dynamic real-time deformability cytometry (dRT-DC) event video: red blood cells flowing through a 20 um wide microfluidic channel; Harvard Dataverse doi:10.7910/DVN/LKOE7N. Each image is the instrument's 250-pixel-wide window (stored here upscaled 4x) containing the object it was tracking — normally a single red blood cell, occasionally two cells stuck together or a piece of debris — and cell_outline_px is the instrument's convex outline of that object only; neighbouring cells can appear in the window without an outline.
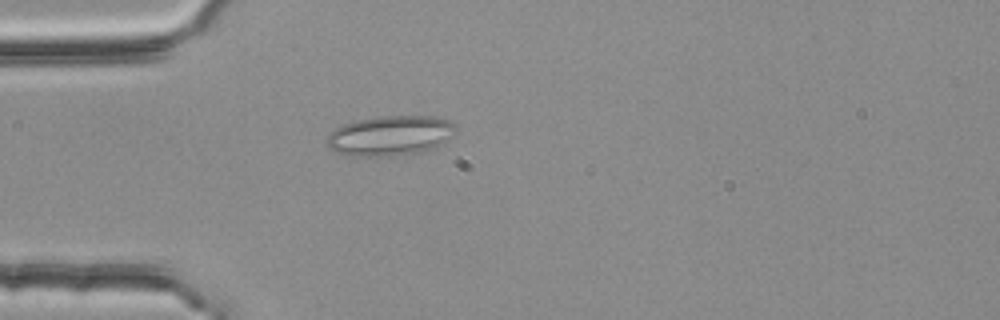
{"species": "common noctule bat (a hibernating species)", "species_latin": "Nyctalus noctula", "temperature_condition": "room temperature", "stored_images_in_passage": 3, "camera_frame_rate_fps": 3000, "um_per_image_px": 0.085, "animal": {"sex": "female", "body_mass_g": 25.1}, "frame": {"image": 1, "passage_image": 3, "time_ms": 0.667, "image_size_px": [1000, 320], "cell_outline_px": [[456, 136], [444, 144], [432, 148], [416, 152], [380, 156], [352, 156], [336, 152], [328, 148], [328, 136], [340, 124], [356, 120], [380, 116], [432, 116], [448, 120], [456, 124]], "centroid_in_image_um": [33.21, 11.51], "position_along_channel_um": 51.8, "area_um2": 30.11}}